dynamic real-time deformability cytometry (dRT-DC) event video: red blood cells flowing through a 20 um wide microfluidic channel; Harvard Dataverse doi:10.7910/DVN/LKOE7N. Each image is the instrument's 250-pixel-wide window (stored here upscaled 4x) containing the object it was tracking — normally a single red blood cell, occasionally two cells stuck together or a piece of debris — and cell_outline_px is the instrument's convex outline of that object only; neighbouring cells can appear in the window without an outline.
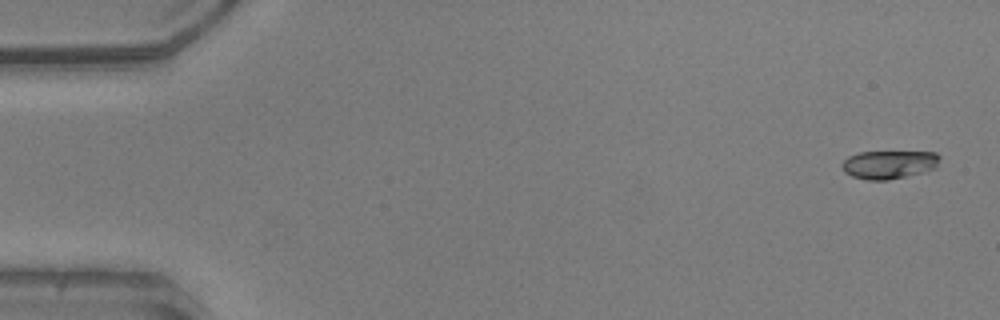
{"species": "common noctule bat (a hibernating species)", "species_latin": "Nyctalus noctula", "temperature_condition": "warm", "stored_images_in_passage": 51, "camera_frame_rate_fps": 3000, "um_per_image_px": 0.085, "animal": {"sex": "male", "body_mass_g": 20.5, "forearm_length_mm": 52.5}, "frame": {"image": 1, "passage_image": 1, "time_ms": 0.0, "image_size_px": [1000, 320], "cell_outline_px": [[940, 156], [936, 168], [924, 172], [888, 180], [868, 180], [852, 176], [844, 172], [840, 164], [848, 156], [860, 152], [936, 152]], "centroid_in_image_um": [75.55, 13.98], "position_along_channel_um": 9.4, "area_um2": 16.18}}
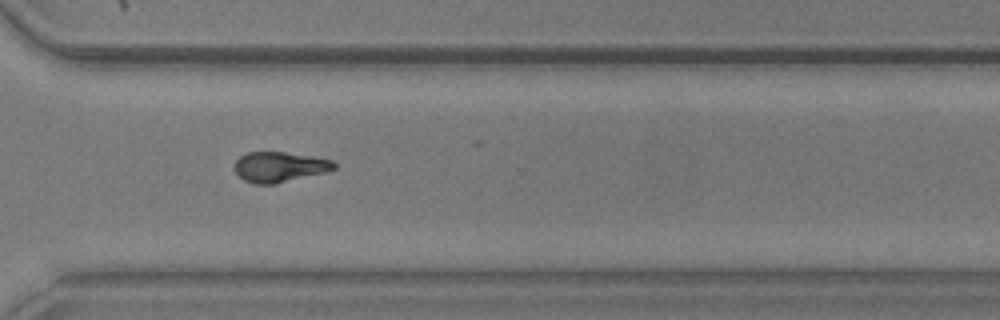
{"frame": {"image": 2, "passage_image": 37, "time_ms": 12.0, "image_size_px": [1000, 320], "cell_outline_px": [[336, 168], [324, 172], [276, 184], [256, 184], [244, 180], [232, 168], [236, 160], [240, 156], [248, 152], [284, 152], [312, 156], [332, 160], [336, 164]], "centroid_in_image_um": [23.73, 14.18], "position_along_channel_um": 346.9, "area_um2": 17.51}}
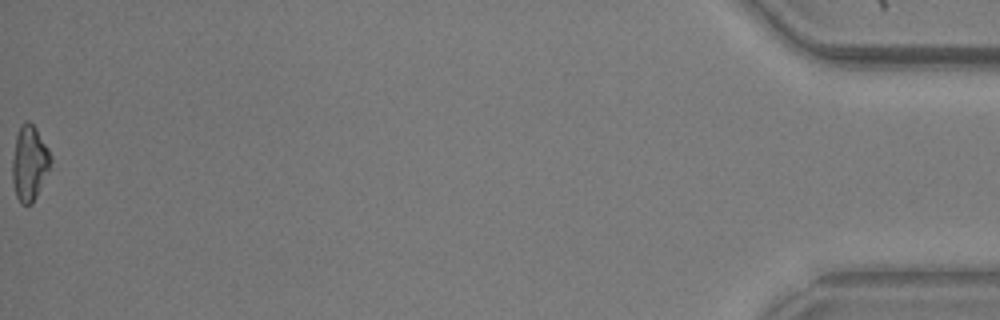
{"frame": {"image": 3, "passage_image": 51, "time_ms": 16.667, "image_size_px": [1000, 320], "cell_outline_px": [[52, 160], [36, 196], [32, 204], [20, 204], [16, 196], [12, 180], [12, 160], [16, 136], [20, 124], [28, 120], [36, 128], [48, 148], [52, 156]], "centroid_in_image_um": [2.48, 13.85], "position_along_channel_um": 432.7, "area_um2": 16.65}, "authors_computed_cell_mechanics": {"area_um2": 17.34, "velocity_mm_per_s": 3.9665, "shape_relaxation_time_tau1_ms": 3.2588, "shape_relaxation_time_tau2_ms": 5.9855, "deformation_change_tau1": 0.149, "deformation_change_tau2": 0.087}}